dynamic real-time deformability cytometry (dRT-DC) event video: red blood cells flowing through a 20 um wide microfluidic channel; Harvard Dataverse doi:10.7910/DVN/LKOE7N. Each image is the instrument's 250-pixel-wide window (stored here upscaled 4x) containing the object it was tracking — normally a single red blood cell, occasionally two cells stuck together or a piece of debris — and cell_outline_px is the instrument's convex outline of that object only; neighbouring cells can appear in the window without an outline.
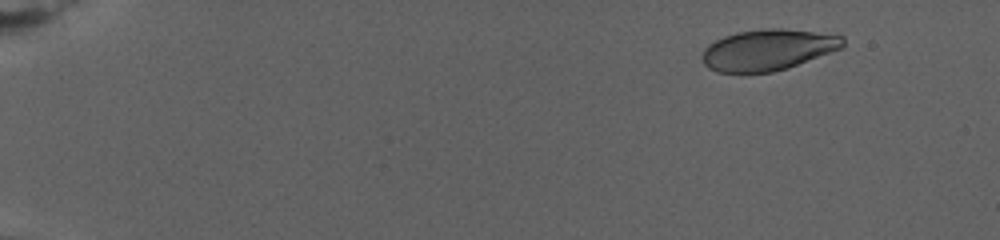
{"species": "human", "species_latin": "Homo sapiens", "temperature_condition": "warm", "stored_images_in_passage": 46, "camera_frame_rate_fps": 3000, "um_per_image_px": 0.085, "donor": {"sex": "female"}, "frame": {"image": 1, "passage_image": 7, "time_ms": 3.0, "image_size_px": [1000, 240], "cell_outline_px": [[844, 44], [840, 48], [788, 68], [772, 72], [716, 72], [708, 68], [704, 64], [704, 48], [708, 44], [724, 36], [736, 32], [764, 28], [784, 28], [844, 36]], "centroid_in_image_um": [65.25, 4.23], "position_along_channel_um": 19.7, "area_um2": 33.41}}
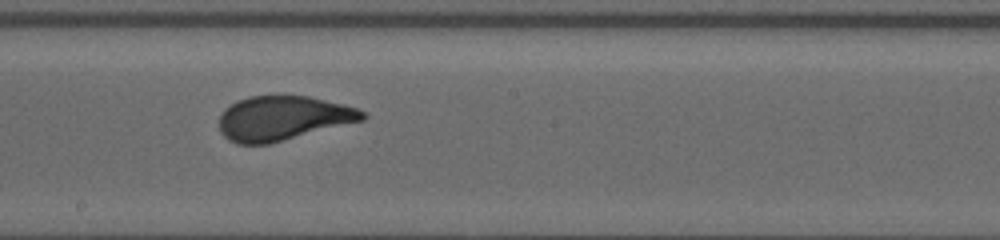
{"frame": {"image": 2, "passage_image": 28, "time_ms": 16.333, "image_size_px": [1000, 240], "cell_outline_px": [[368, 116], [364, 120], [268, 144], [236, 144], [228, 140], [220, 132], [220, 116], [224, 108], [236, 100], [248, 96], [308, 96], [344, 104], [356, 108], [364, 112]], "centroid_in_image_um": [24.02, 10.04], "position_along_channel_um": 224.2, "area_um2": 37.11}}
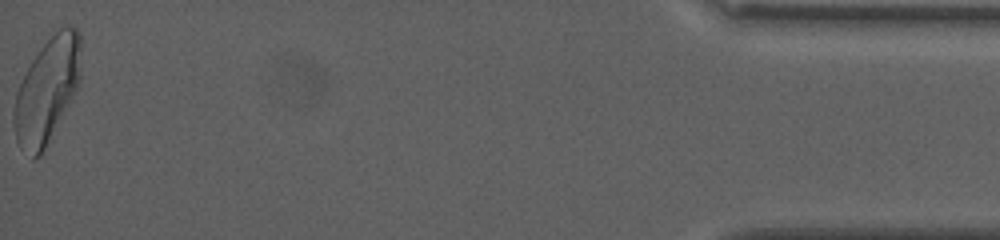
{"frame": {"image": 3, "passage_image": 46, "time_ms": 27.333, "image_size_px": [1000, 240], "cell_outline_px": [[80, 80], [76, 88], [40, 156], [32, 160], [20, 148], [16, 140], [12, 120], [12, 112], [16, 92], [32, 60], [44, 44], [60, 28], [76, 28], [80, 32]], "centroid_in_image_um": [3.95, 7.72], "position_along_channel_um": 431.2, "area_um2": 40.06}, "authors_computed_cell_mechanics": {"area_um2": 36.3273, "velocity_mm_per_s": 2.6232, "shape_relaxation_time_tau1_ms": 6.3813, "shape_relaxation_time_tau2_ms": null, "deformation_change_tau1": 0.1876, "deformation_change_tau2": null}}